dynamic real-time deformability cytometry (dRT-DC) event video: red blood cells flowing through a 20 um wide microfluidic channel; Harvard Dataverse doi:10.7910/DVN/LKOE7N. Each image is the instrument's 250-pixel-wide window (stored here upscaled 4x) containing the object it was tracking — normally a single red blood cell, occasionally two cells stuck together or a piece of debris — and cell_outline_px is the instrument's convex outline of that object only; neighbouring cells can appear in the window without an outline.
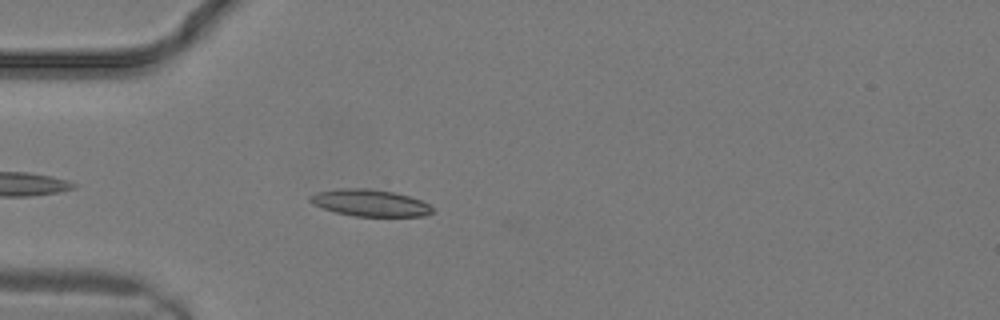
{"species": "common noctule bat (a hibernating species)", "species_latin": "Nyctalus noctula", "temperature_condition": "warm", "stored_images_in_passage": 5, "camera_frame_rate_fps": 3000, "um_per_image_px": 0.085, "animal": {"sex": "male", "body_mass_g": 19.2, "forearm_length_mm": 51.8}, "frame": {"image": 1, "passage_image": 3, "time_ms": 0.667, "image_size_px": [1000, 320], "cell_outline_px": [[436, 212], [424, 216], [356, 216], [336, 212], [324, 208], [308, 200], [308, 196], [320, 192], [340, 188], [368, 188], [396, 192], [420, 200], [428, 204]], "centroid_in_image_um": [31.5, 17.24], "position_along_channel_um": 53.5, "area_um2": 18.96}}
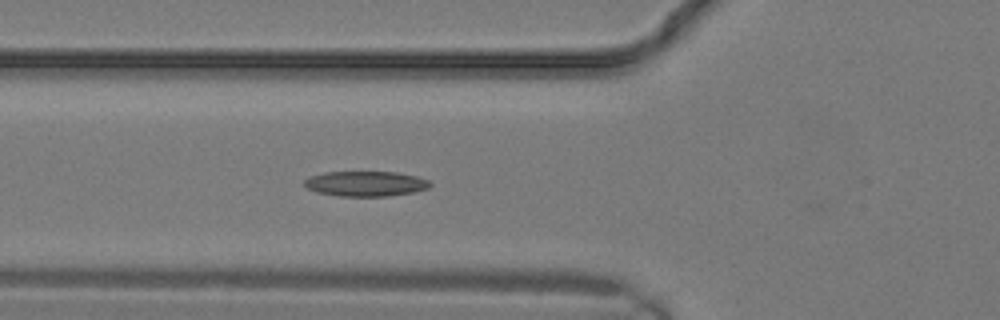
{"frame": {"image": 2, "passage_image": 5, "time_ms": 1.333, "image_size_px": [1000, 320], "cell_outline_px": [[432, 184], [428, 188], [412, 192], [388, 196], [340, 196], [316, 192], [308, 188], [304, 184], [304, 180], [308, 176], [324, 172], [396, 172], [416, 176], [428, 180]], "centroid_in_image_um": [31.05, 15.61], "position_along_channel_um": 94.7, "area_um2": 18.38}}